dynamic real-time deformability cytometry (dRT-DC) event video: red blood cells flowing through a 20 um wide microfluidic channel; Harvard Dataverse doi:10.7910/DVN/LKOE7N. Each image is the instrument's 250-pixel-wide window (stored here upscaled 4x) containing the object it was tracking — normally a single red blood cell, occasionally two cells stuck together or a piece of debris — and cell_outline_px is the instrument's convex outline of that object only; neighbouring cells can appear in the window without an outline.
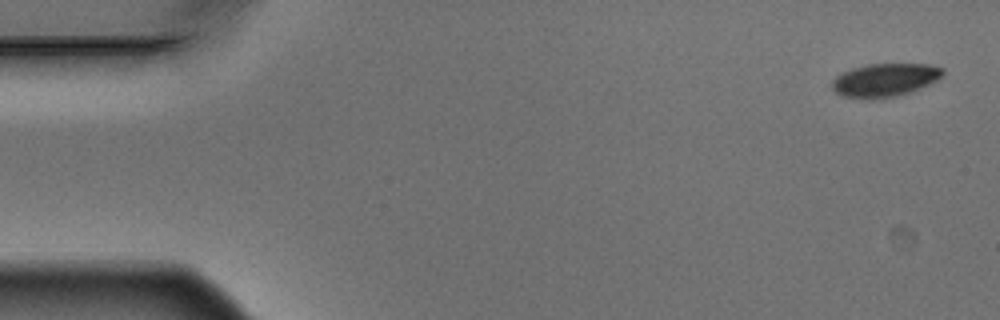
{"species": "Egyptian fruit bat (a non-hibernating species)", "species_latin": "Rousettus aegyptiacus", "temperature_condition": "warm", "stored_images_in_passage": 6, "camera_frame_rate_fps": 3000, "um_per_image_px": 0.085, "animal": {"sex": "male"}, "frame": {"image": 1, "passage_image": 1, "time_ms": 0.0, "image_size_px": [1000, 320], "cell_outline_px": [[944, 72], [936, 80], [912, 92], [896, 96], [872, 100], [864, 100], [840, 96], [832, 88], [832, 80], [840, 72], [852, 68], [868, 64], [928, 64], [944, 68]], "centroid_in_image_um": [75.15, 6.82], "position_along_channel_um": 9.8, "area_um2": 21.79}}
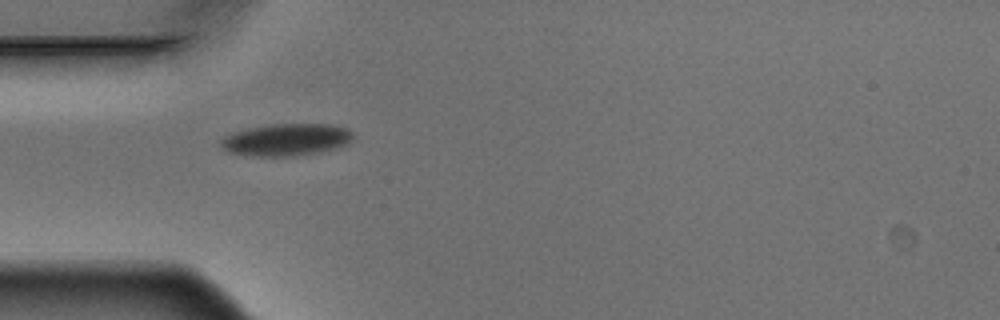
{"frame": {"image": 2, "passage_image": 5, "time_ms": 1.333, "image_size_px": [1000, 320], "cell_outline_px": [[352, 140], [348, 144], [316, 152], [296, 156], [244, 156], [228, 152], [220, 144], [220, 140], [224, 136], [232, 132], [248, 128], [272, 124], [332, 124], [348, 128], [352, 132]], "centroid_in_image_um": [24.3, 11.87], "position_along_channel_um": 60.7, "area_um2": 24.85}}
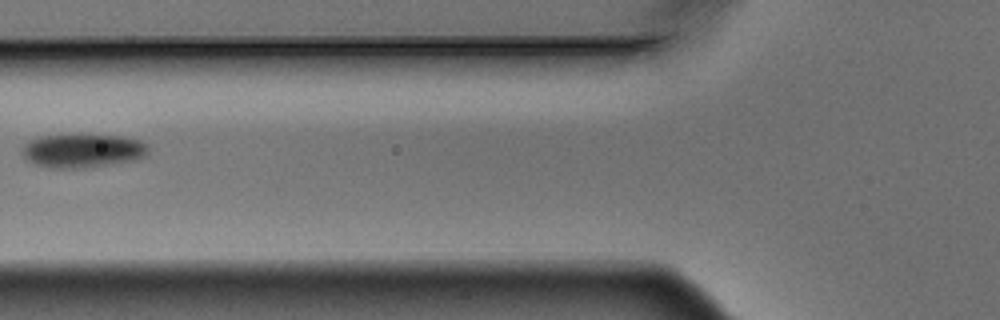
{"frame": {"image": 3, "passage_image": 6, "time_ms": 1.667, "image_size_px": [1000, 320], "cell_outline_px": [[148, 152], [144, 156], [132, 160], [84, 168], [48, 168], [32, 164], [20, 152], [24, 144], [40, 136], [124, 136], [140, 140], [148, 144]], "centroid_in_image_um": [7.0, 12.83], "position_along_channel_um": 118.8, "area_um2": 24.45}}